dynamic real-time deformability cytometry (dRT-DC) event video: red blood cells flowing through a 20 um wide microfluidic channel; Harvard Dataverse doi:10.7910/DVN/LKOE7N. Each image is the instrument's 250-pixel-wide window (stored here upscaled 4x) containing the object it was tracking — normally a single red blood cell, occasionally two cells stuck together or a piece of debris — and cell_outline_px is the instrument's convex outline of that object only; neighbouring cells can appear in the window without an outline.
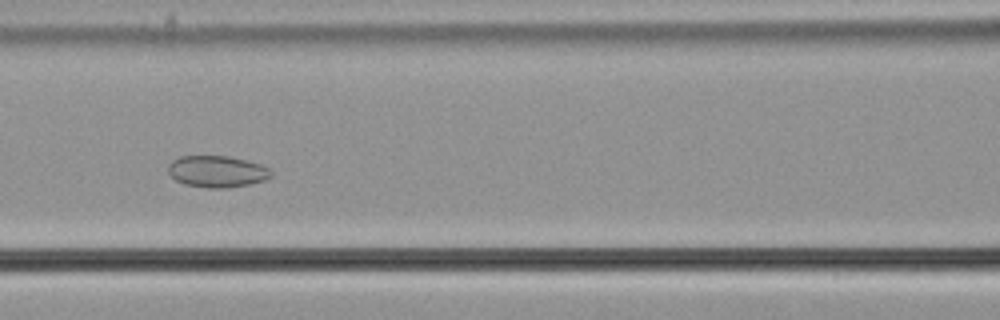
{"species": "common noctule bat (a hibernating species)", "species_latin": "Nyctalus noctula", "temperature_condition": "cold", "stored_images_in_passage": 46, "camera_frame_rate_fps": 3000, "um_per_image_px": 0.085, "animal": {"sex": "male", "body_mass_g": 21.5, "forearm_length_mm": 52.0}, "frame": {"image": 1, "passage_image": 15, "time_ms": 4.667, "image_size_px": [1000, 320], "cell_outline_px": [[272, 176], [264, 180], [252, 184], [224, 188], [208, 188], [184, 184], [176, 180], [168, 172], [168, 164], [172, 160], [180, 156], [228, 156], [260, 164], [268, 168], [272, 172]], "centroid_in_image_um": [18.44, 14.58], "position_along_channel_um": 148.2, "area_um2": 18.96}}
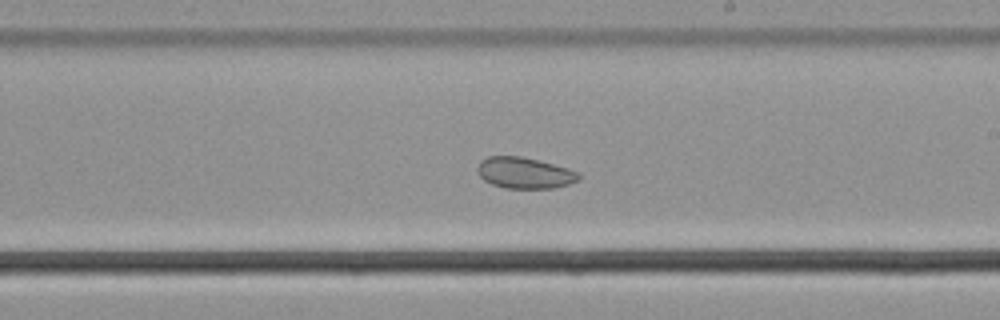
{"frame": {"image": 2, "passage_image": 23, "time_ms": 7.333, "image_size_px": [1000, 320], "cell_outline_px": [[580, 180], [556, 188], [504, 188], [492, 184], [484, 180], [480, 176], [476, 168], [480, 160], [488, 156], [520, 156], [568, 168], [580, 172]], "centroid_in_image_um": [44.59, 14.7], "position_along_channel_um": 244.4, "area_um2": 18.44}}
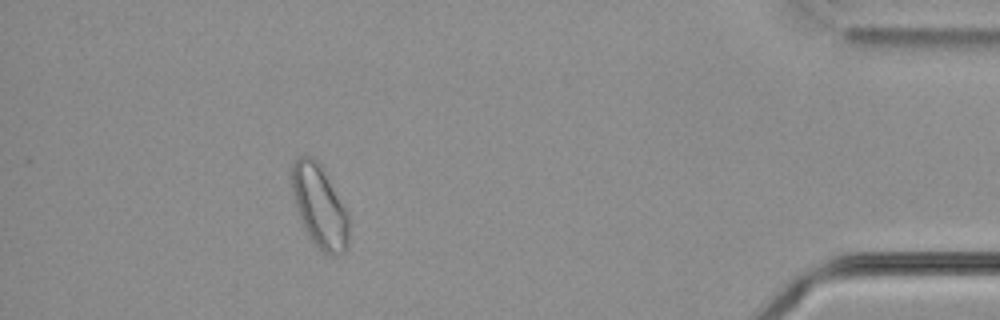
{"frame": {"image": 3, "passage_image": 41, "time_ms": 13.333, "image_size_px": [1000, 320], "cell_outline_px": [[348, 248], [344, 252], [332, 256], [328, 256], [316, 248], [304, 228], [300, 220], [296, 208], [288, 180], [292, 164], [296, 156], [308, 156], [316, 160], [320, 164], [348, 212]], "centroid_in_image_um": [27.12, 17.54], "position_along_channel_um": 408.1, "area_um2": 28.03}, "authors_computed_cell_mechanics": {"area_um2": 21.386, "velocity_mm_per_s": 3.6195, "shape_relaxation_time_tau1_ms": null, "shape_relaxation_time_tau2_ms": 4.0608, "deformation_change_tau1": null, "deformation_change_tau2": 0.069}}